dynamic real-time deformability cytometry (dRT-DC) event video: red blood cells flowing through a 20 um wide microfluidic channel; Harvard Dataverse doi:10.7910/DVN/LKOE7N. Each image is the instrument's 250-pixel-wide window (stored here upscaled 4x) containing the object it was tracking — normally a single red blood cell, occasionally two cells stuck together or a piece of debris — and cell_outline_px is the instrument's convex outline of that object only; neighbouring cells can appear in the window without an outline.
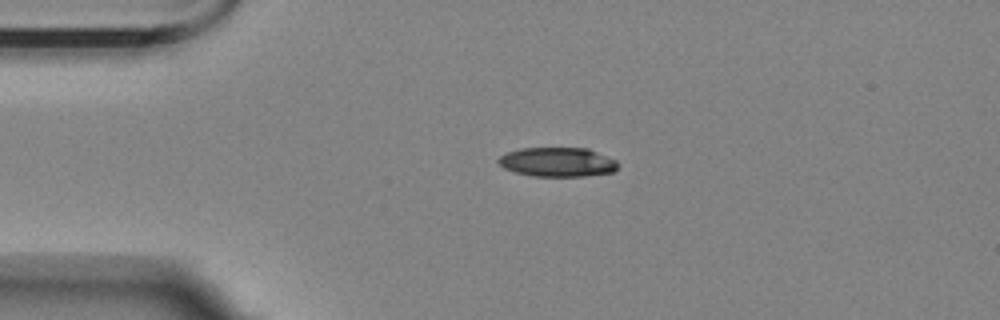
{"species": "Egyptian fruit bat (a non-hibernating species)", "species_latin": "Rousettus aegyptiacus", "temperature_condition": "room temperature", "stored_images_in_passage": 2, "camera_frame_rate_fps": 3000, "um_per_image_px": 0.085, "animal": {"sex": "female"}, "frame": {"image": 1, "passage_image": 1, "time_ms": 0.0, "image_size_px": [1000, 320], "cell_outline_px": [[620, 164], [612, 172], [584, 176], [532, 176], [516, 172], [504, 168], [496, 160], [500, 156], [508, 152], [520, 148], [588, 148], [616, 160]], "centroid_in_image_um": [47.39, 13.77], "position_along_channel_um": 37.6, "area_um2": 20.35}}